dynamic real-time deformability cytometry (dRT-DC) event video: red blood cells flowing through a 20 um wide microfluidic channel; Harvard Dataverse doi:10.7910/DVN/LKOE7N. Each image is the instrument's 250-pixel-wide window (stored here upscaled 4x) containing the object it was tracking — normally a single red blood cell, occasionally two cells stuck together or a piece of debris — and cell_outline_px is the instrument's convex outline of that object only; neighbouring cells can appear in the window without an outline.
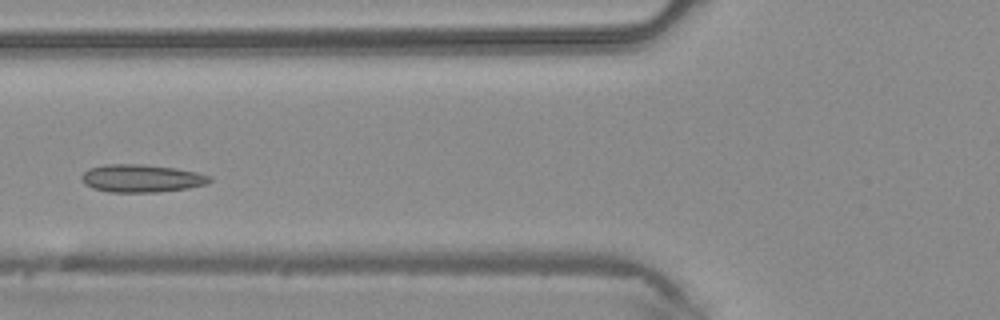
{"species": "common noctule bat (a hibernating species)", "species_latin": "Nyctalus noctula", "temperature_condition": "warm", "stored_images_in_passage": 38, "segment_of_instrument_passage": [1, 2], "camera_frame_rate_fps": 3000, "um_per_image_px": 0.085, "animal": {"sex": "male", "body_mass_g": 20.4}, "frame": {"image": 1, "passage_image": 9, "time_ms": 2.667, "image_size_px": [1000, 320], "cell_outline_px": [[212, 180], [208, 184], [188, 188], [156, 192], [108, 192], [92, 188], [84, 184], [80, 176], [88, 168], [104, 164], [144, 164], [176, 168], [196, 172], [212, 176]], "centroid_in_image_um": [12.02, 15.15], "position_along_channel_um": 113.8, "area_um2": 20.98}}
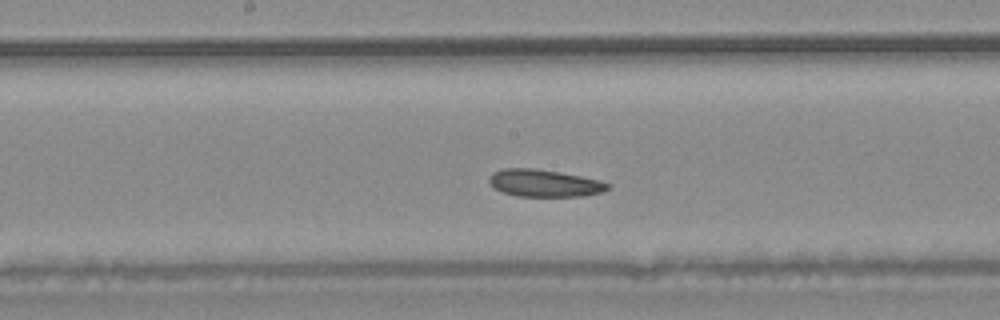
{"frame": {"image": 2, "passage_image": 15, "time_ms": 4.667, "image_size_px": [1000, 320], "cell_outline_px": [[612, 188], [604, 192], [584, 196], [516, 196], [504, 192], [496, 188], [488, 180], [492, 172], [504, 168], [532, 168], [560, 172], [600, 180], [612, 184]], "centroid_in_image_um": [46.34, 15.57], "position_along_channel_um": 201.9, "area_um2": 18.9}}
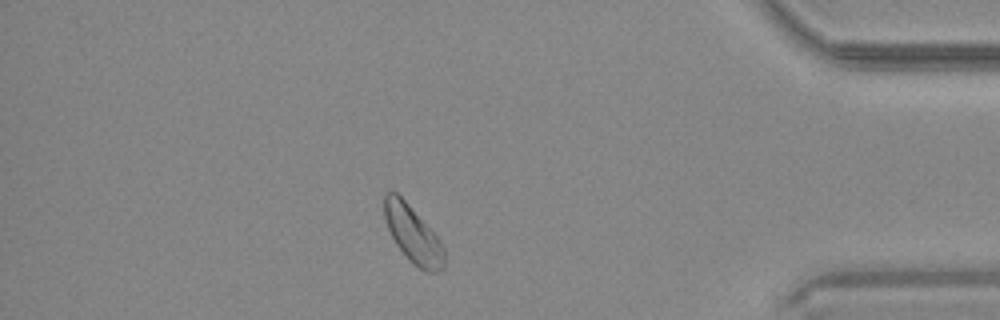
{"frame": {"image": 3, "passage_image": 31, "time_ms": 10.0, "image_size_px": [1000, 320], "cell_outline_px": [[444, 268], [440, 272], [424, 272], [412, 264], [408, 260], [396, 244], [388, 228], [384, 216], [384, 192], [396, 192], [408, 204], [440, 240], [444, 248]], "centroid_in_image_um": [35.1, 19.97], "position_along_channel_um": 400.1, "area_um2": 19.77}}